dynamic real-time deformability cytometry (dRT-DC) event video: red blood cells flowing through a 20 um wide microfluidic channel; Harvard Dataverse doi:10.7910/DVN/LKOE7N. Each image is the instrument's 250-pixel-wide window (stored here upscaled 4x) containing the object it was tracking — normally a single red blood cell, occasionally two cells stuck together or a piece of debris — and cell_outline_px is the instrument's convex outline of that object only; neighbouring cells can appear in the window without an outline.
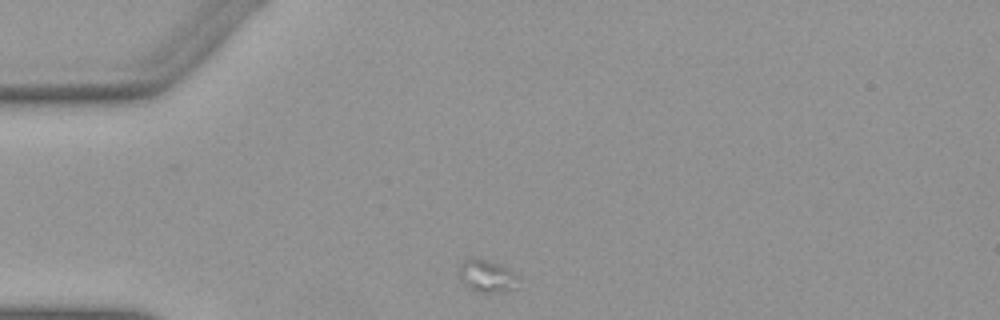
{"species": "Egyptian fruit bat (a non-hibernating species)", "species_latin": "Rousettus aegyptiacus", "temperature_condition": "warm", "stored_images_in_passage": 12, "camera_frame_rate_fps": 3000, "um_per_image_px": 0.085, "animal": {"sex": "female"}, "frame": {"image": 1, "passage_image": 1, "time_ms": 0.0, "image_size_px": [1000, 320], "cell_outline_px": [[520, 276], [516, 288], [492, 292], [476, 292], [468, 288], [460, 280], [460, 264], [464, 260], [472, 256], [480, 256], [500, 264], [508, 268]], "centroid_in_image_um": [41.38, 23.41], "position_along_channel_um": 43.6, "area_um2": 11.56}}